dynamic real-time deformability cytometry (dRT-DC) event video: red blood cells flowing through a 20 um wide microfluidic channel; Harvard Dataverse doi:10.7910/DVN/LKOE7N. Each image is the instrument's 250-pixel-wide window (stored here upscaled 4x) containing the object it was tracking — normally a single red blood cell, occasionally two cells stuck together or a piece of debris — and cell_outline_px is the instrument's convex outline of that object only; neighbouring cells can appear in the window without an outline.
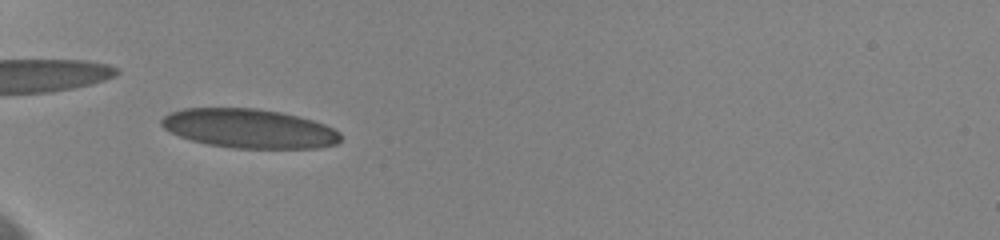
{"species": "human", "species_latin": "Homo sapiens", "temperature_condition": "cold", "stored_images_in_passage": 40, "camera_frame_rate_fps": 3000, "um_per_image_px": 0.085, "donor": {"sex": "female"}, "frame": {"image": 1, "passage_image": 1, "time_ms": 0.0, "image_size_px": [1000, 240], "cell_outline_px": [[340, 140], [336, 144], [320, 148], [232, 148], [208, 144], [192, 140], [180, 136], [164, 128], [160, 124], [160, 120], [168, 112], [184, 108], [256, 108], [280, 112], [312, 120], [324, 124], [340, 132]], "centroid_in_image_um": [21.16, 10.92], "position_along_channel_um": 63.8, "area_um2": 40.81}, "authors_computed_cell_mechanics": {"area_um2": 39.882, "velocity_mm_per_s": 3.624, "shape_relaxation_time_tau1_ms": 5.8976, "shape_relaxation_time_tau2_ms": null, "deformation_change_tau1": 0.1695, "deformation_change_tau2": null}}